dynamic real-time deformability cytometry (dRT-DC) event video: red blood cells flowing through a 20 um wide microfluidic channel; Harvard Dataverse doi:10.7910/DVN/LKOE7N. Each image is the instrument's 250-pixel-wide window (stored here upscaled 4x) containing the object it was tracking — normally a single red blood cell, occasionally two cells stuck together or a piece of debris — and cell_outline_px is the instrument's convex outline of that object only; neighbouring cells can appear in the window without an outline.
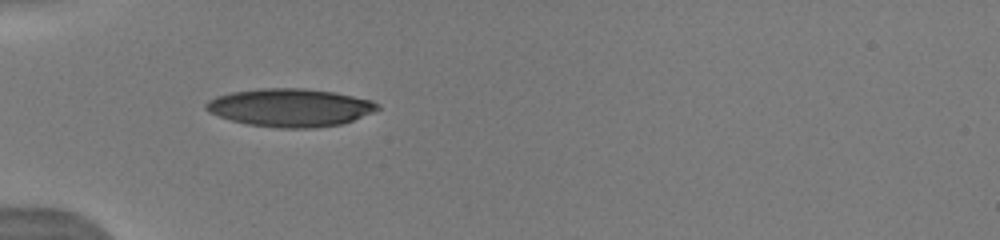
{"species": "human", "species_latin": "Homo sapiens", "temperature_condition": "warm", "stored_images_in_passage": 2, "camera_frame_rate_fps": 3000, "um_per_image_px": 0.085, "donor": {"sex": "male"}, "frame": {"image": 1, "passage_image": 1, "time_ms": 0.0, "image_size_px": [1000, 240], "cell_outline_px": [[380, 108], [372, 112], [352, 120], [340, 124], [316, 128], [276, 128], [244, 124], [208, 112], [204, 108], [204, 104], [208, 100], [216, 96], [232, 92], [260, 88], [304, 88], [332, 92], [372, 100], [380, 104]], "centroid_in_image_um": [24.62, 9.15], "position_along_channel_um": 60.4, "area_um2": 38.03}}